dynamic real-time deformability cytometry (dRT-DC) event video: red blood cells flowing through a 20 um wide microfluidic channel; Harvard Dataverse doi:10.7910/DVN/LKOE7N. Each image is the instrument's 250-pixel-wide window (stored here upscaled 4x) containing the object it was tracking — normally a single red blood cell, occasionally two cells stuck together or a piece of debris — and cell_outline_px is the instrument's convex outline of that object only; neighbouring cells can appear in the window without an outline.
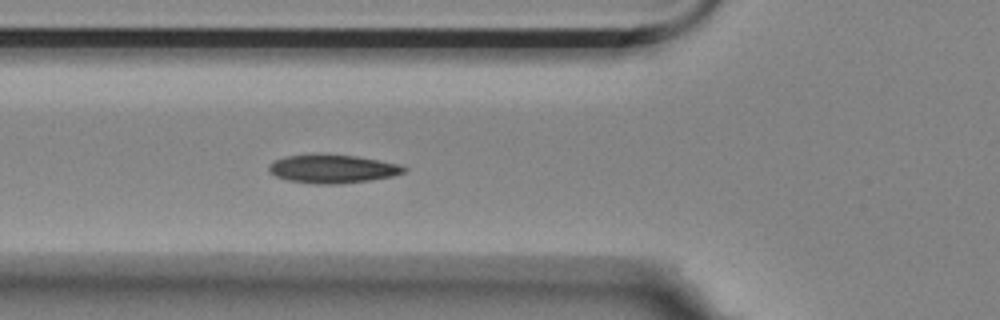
{"species": "Egyptian fruit bat (a non-hibernating species)", "species_latin": "Rousettus aegyptiacus", "temperature_condition": "room temperature", "stored_images_in_passage": 42, "camera_frame_rate_fps": 3000, "um_per_image_px": 0.085, "animal": {"sex": "female"}, "frame": {"image": 1, "passage_image": 8, "time_ms": 2.333, "image_size_px": [1000, 320], "cell_outline_px": [[408, 168], [404, 172], [392, 176], [368, 180], [336, 184], [316, 184], [288, 180], [276, 176], [268, 172], [268, 164], [272, 160], [284, 156], [356, 156], [400, 164]], "centroid_in_image_um": [28.24, 14.37], "position_along_channel_um": 97.6, "area_um2": 21.85}}
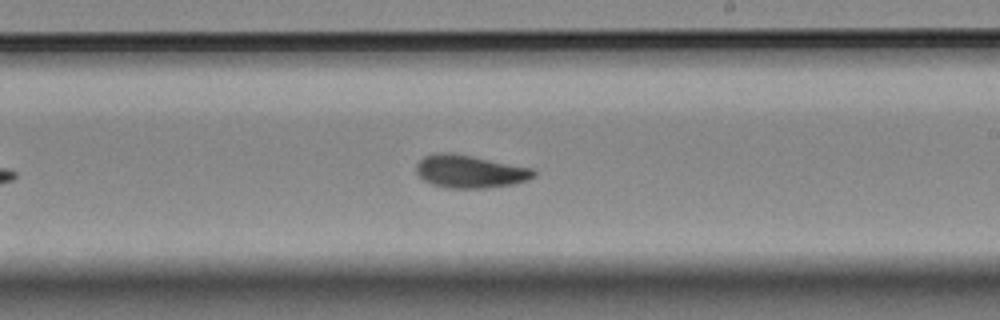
{"frame": {"image": 2, "passage_image": 21, "time_ms": 6.667, "image_size_px": [1000, 320], "cell_outline_px": [[536, 176], [528, 180], [512, 184], [484, 188], [448, 188], [432, 184], [424, 180], [416, 172], [416, 164], [424, 156], [432, 152], [448, 152], [536, 168]], "centroid_in_image_um": [39.96, 14.57], "position_along_channel_um": 249.0, "area_um2": 22.6}}
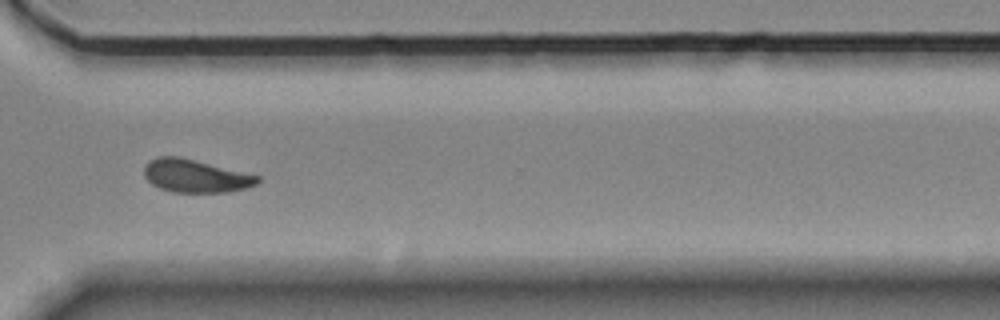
{"frame": {"image": 3, "passage_image": 30, "time_ms": 9.667, "image_size_px": [1000, 320], "cell_outline_px": [[260, 180], [256, 184], [248, 188], [228, 192], [172, 192], [160, 188], [152, 184], [144, 176], [144, 164], [148, 160], [156, 156], [180, 156], [260, 176]], "centroid_in_image_um": [16.59, 14.95], "position_along_channel_um": 354.0, "area_um2": 21.96}}